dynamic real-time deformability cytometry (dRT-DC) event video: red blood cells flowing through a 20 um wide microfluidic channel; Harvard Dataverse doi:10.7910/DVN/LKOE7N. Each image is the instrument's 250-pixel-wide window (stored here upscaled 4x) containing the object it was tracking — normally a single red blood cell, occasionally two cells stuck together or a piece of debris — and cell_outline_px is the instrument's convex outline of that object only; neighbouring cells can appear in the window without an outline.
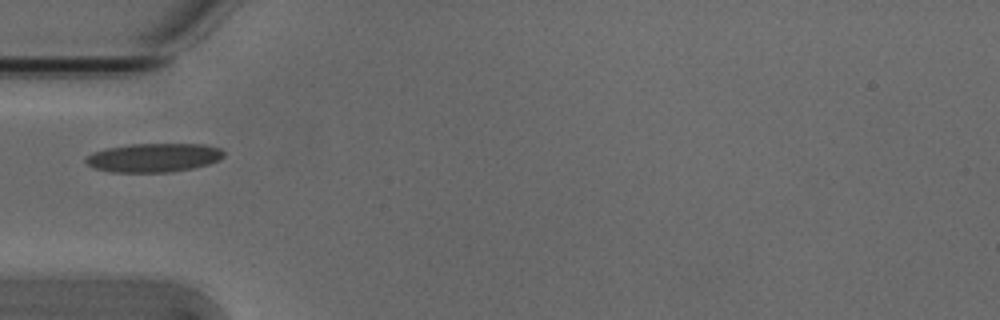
{"species": "Egyptian fruit bat (a non-hibernating species)", "species_latin": "Rousettus aegyptiacus", "temperature_condition": "cold", "stored_images_in_passage": 26, "camera_frame_rate_fps": 3000, "um_per_image_px": 0.085, "animal": {"sex": "male"}, "frame": {"image": 1, "passage_image": 1, "time_ms": 0.0, "image_size_px": [1000, 320], "cell_outline_px": [[224, 156], [220, 160], [208, 164], [192, 168], [172, 172], [108, 172], [96, 168], [88, 164], [84, 160], [92, 152], [104, 148], [132, 144], [204, 144], [220, 148], [224, 152]], "centroid_in_image_um": [13.07, 13.4], "position_along_channel_um": 71.9, "area_um2": 23.24}}
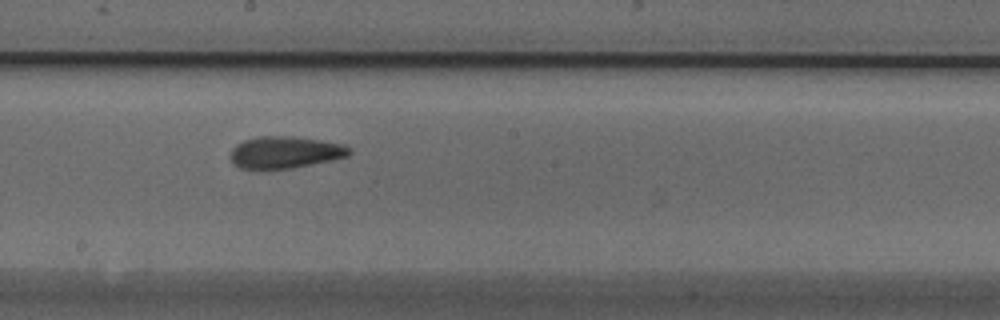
{"frame": {"image": 2, "passage_image": 13, "time_ms": 4.0, "image_size_px": [1000, 320], "cell_outline_px": [[352, 152], [348, 156], [332, 160], [292, 168], [240, 168], [232, 164], [228, 156], [232, 148], [236, 144], [244, 140], [256, 136], [292, 136], [320, 140], [344, 144], [352, 148]], "centroid_in_image_um": [24.22, 12.93], "position_along_channel_um": 224.0, "area_um2": 22.31}}
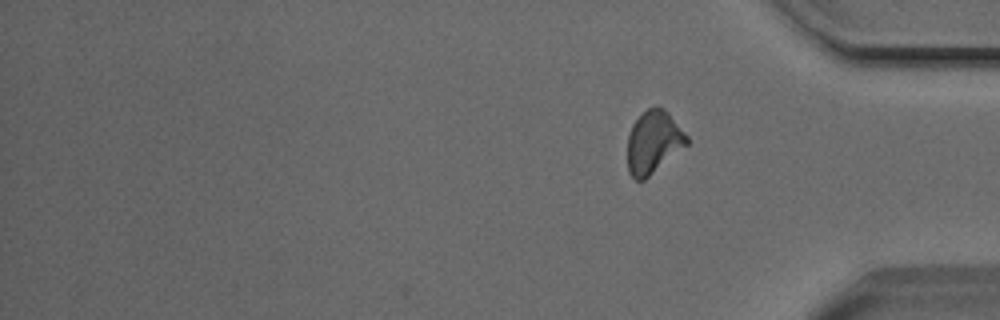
{"frame": {"image": 3, "passage_image": 26, "time_ms": 8.333, "image_size_px": [1000, 320], "cell_outline_px": [[688, 144], [644, 180], [636, 180], [628, 172], [628, 136], [632, 124], [648, 108], [664, 108], [668, 112], [688, 136]], "centroid_in_image_um": [55.54, 12.09], "position_along_channel_um": 379.7, "area_um2": 21.33}, "authors_computed_cell_mechanics": {"area_um2": 21.7328, "velocity_mm_per_s": 3.799, "shape_relaxation_time_tau1_ms": 3.9154, "shape_relaxation_time_tau2_ms": 2.4147, "deformation_change_tau1": 0.1503, "deformation_change_tau2": 0.1031}}